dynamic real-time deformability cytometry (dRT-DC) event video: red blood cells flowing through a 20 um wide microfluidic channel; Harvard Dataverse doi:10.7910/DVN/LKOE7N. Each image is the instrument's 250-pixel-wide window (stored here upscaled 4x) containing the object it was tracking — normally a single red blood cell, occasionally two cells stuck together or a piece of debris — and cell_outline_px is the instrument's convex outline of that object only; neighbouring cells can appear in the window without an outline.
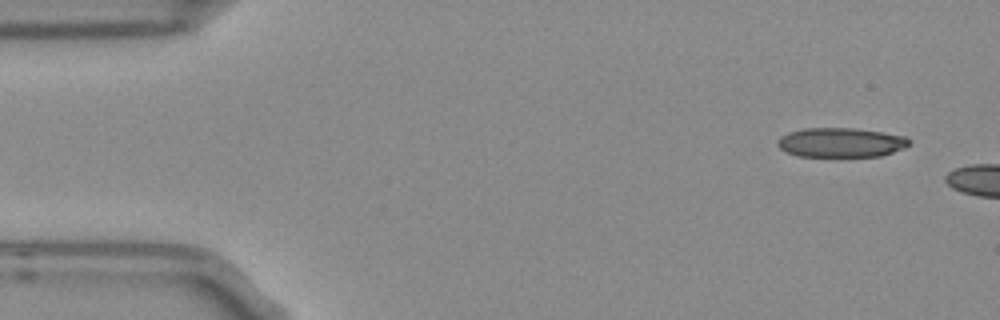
{"species": "Egyptian fruit bat (a non-hibernating species)", "species_latin": "Rousettus aegyptiacus", "temperature_condition": "room temperature", "stored_images_in_passage": 2, "camera_frame_rate_fps": 3000, "um_per_image_px": 0.085, "frame": {"image": 1, "passage_image": 1, "time_ms": 0.0, "image_size_px": [1000, 320], "cell_outline_px": [[912, 140], [904, 148], [880, 156], [796, 156], [784, 152], [776, 144], [776, 140], [780, 136], [788, 132], [804, 128], [856, 128], [908, 136]], "centroid_in_image_um": [71.45, 12.1], "position_along_channel_um": 13.6, "area_um2": 22.83}}